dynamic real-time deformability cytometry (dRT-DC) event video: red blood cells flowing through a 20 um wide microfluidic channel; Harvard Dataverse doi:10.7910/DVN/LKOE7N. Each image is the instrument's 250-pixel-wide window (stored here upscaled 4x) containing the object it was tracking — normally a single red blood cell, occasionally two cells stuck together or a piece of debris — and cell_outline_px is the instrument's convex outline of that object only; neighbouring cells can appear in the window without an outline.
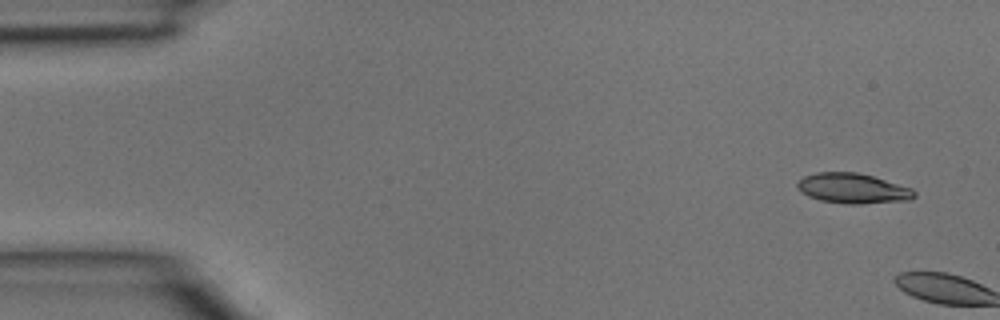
{"species": "common noctule bat (a hibernating species)", "species_latin": "Nyctalus noctula", "temperature_condition": "room temperature", "stored_images_in_passage": 2, "camera_frame_rate_fps": 3000, "um_per_image_px": 0.085, "animal": {"sex": "male", "body_mass_g": 15.6}, "frame": {"image": 1, "passage_image": 1, "time_ms": 0.0, "image_size_px": [1000, 320], "cell_outline_px": [[916, 196], [908, 200], [860, 204], [844, 204], [820, 200], [808, 196], [800, 192], [796, 188], [796, 184], [804, 176], [816, 172], [856, 172], [872, 176], [912, 188], [916, 192]], "centroid_in_image_um": [72.46, 16.02], "position_along_channel_um": 12.5, "area_um2": 20.58}}